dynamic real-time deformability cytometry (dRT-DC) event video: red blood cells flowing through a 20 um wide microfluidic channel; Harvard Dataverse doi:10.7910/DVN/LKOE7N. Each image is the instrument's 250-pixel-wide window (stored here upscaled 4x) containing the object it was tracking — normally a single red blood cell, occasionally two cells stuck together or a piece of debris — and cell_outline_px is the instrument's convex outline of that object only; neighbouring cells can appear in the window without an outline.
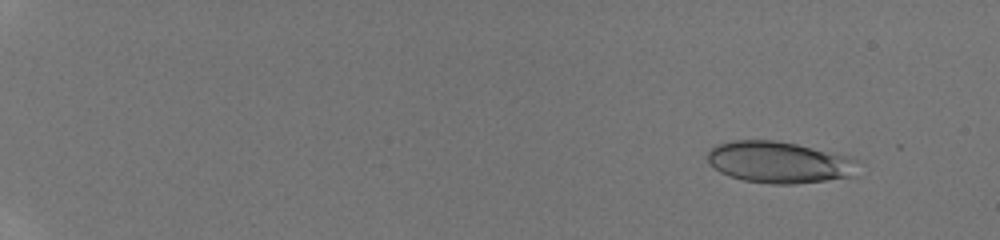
{"species": "human", "species_latin": "Homo sapiens", "temperature_condition": "room temperature", "stored_images_in_passage": 45, "camera_frame_rate_fps": 3000, "um_per_image_px": 0.085, "donor": {"sex": "male"}, "frame": {"image": 1, "passage_image": 8, "time_ms": 1.667, "image_size_px": [1000, 240], "cell_outline_px": [[860, 160], [856, 176], [792, 184], [772, 184], [744, 180], [728, 176], [720, 172], [708, 164], [708, 152], [712, 144], [732, 140], [776, 140], [796, 144], [852, 156]], "centroid_in_image_um": [66.24, 13.78], "position_along_channel_um": 18.8, "area_um2": 37.05}}
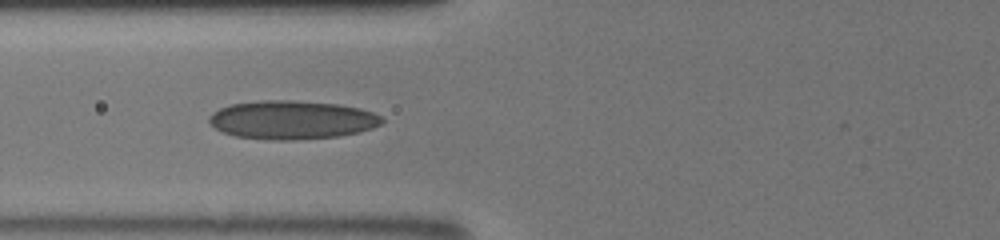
{"frame": {"image": 2, "passage_image": 32, "time_ms": 8.0, "image_size_px": [1000, 240], "cell_outline_px": [[384, 120], [380, 124], [372, 128], [356, 132], [336, 136], [296, 140], [264, 140], [236, 136], [224, 132], [216, 128], [208, 120], [208, 116], [212, 112], [228, 104], [264, 100], [292, 100], [340, 104], [360, 108], [372, 112], [380, 116]], "centroid_in_image_um": [24.78, 10.18], "position_along_channel_um": 101.0, "area_um2": 38.9}}
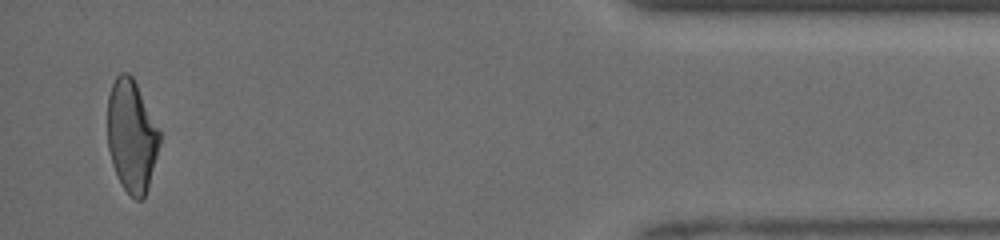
{"frame": {"image": 3, "passage_image": 45, "time_ms": 17.0, "image_size_px": [1000, 240], "cell_outline_px": [[160, 144], [148, 188], [144, 196], [140, 200], [136, 200], [120, 184], [112, 164], [108, 148], [108, 96], [112, 84], [116, 76], [120, 72], [128, 72], [132, 76], [160, 132]], "centroid_in_image_um": [11.18, 11.56], "position_along_channel_um": 424.0, "area_um2": 33.81}, "authors_computed_cell_mechanics": {"area_um2": 35.3158, "velocity_mm_per_s": 4.1702, "shape_relaxation_time_tau1_ms": null, "shape_relaxation_time_tau2_ms": 1.5821, "deformation_change_tau1": null, "deformation_change_tau2": 0.0914}}